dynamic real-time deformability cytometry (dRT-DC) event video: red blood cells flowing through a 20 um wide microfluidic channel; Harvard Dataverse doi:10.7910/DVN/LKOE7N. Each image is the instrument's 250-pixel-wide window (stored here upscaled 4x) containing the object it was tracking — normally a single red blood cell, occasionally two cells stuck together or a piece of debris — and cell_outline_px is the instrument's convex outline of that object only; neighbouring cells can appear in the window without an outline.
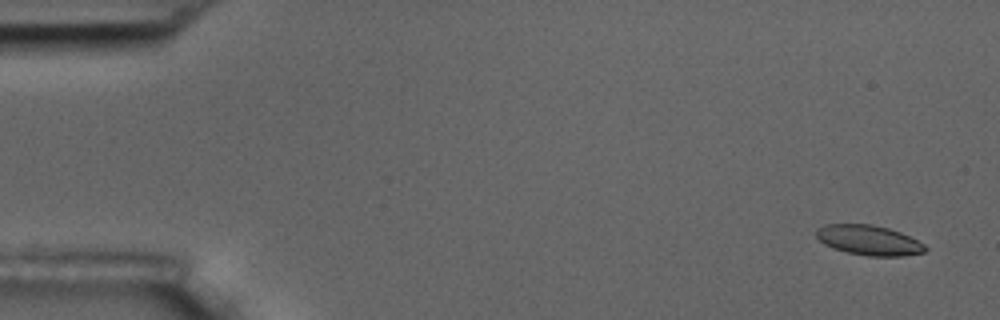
{"species": "common noctule bat (a hibernating species)", "species_latin": "Nyctalus noctula", "temperature_condition": "room temperature", "stored_images_in_passage": 5, "camera_frame_rate_fps": 3000, "um_per_image_px": 0.085, "animal": {"sex": "male", "body_mass_g": 17.5, "forearm_length_mm": 52.3}, "frame": {"image": 1, "passage_image": 1, "time_ms": 0.0, "image_size_px": [1000, 320], "cell_outline_px": [[928, 248], [924, 252], [904, 256], [868, 256], [848, 252], [832, 248], [824, 244], [816, 236], [816, 228], [824, 224], [872, 224], [888, 228], [900, 232], [924, 244]], "centroid_in_image_um": [73.83, 20.41], "position_along_channel_um": 11.2, "area_um2": 19.02}}
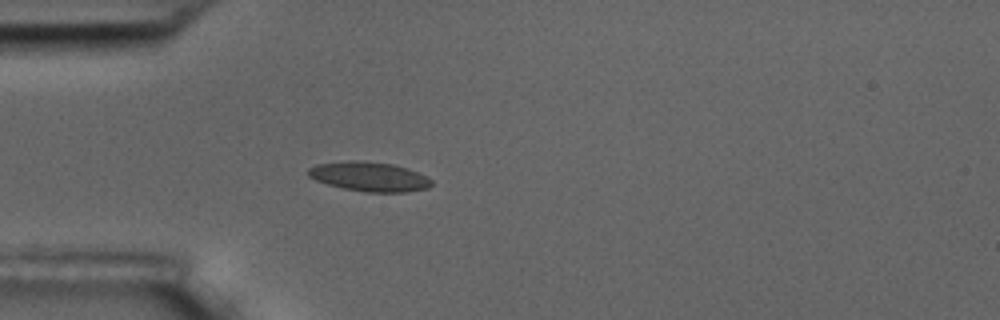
{"frame": {"image": 2, "passage_image": 5, "time_ms": 4.667, "image_size_px": [1000, 320], "cell_outline_px": [[432, 184], [428, 188], [404, 192], [364, 192], [344, 188], [328, 184], [316, 180], [308, 176], [308, 168], [316, 164], [352, 160], [356, 160], [392, 164], [408, 168], [432, 180]], "centroid_in_image_um": [31.37, 15.01], "position_along_channel_um": 53.6, "area_um2": 20.98}}